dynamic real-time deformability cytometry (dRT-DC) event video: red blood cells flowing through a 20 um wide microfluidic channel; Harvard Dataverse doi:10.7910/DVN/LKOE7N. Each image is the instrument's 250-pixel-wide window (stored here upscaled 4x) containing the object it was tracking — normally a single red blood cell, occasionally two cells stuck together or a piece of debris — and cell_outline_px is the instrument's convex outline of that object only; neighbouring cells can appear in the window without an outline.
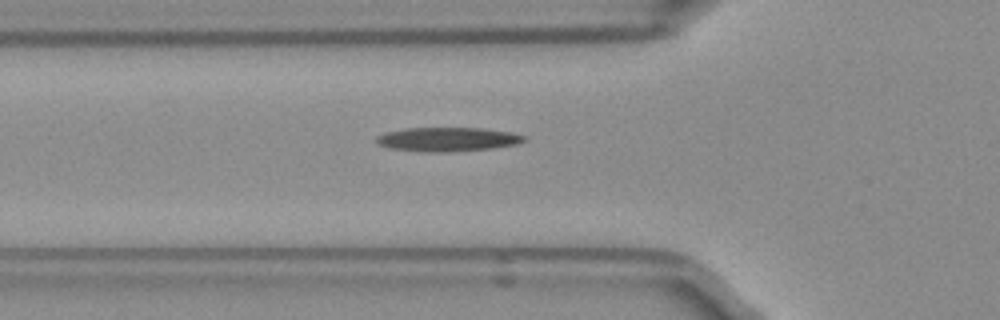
{"species": "Egyptian fruit bat (a non-hibernating species)", "species_latin": "Rousettus aegyptiacus", "temperature_condition": "room temperature", "stored_images_in_passage": 34, "camera_frame_rate_fps": 3000, "um_per_image_px": 0.085, "frame": {"image": 1, "passage_image": 4, "time_ms": 1.0, "image_size_px": [1000, 320], "cell_outline_px": [[528, 140], [516, 144], [492, 148], [444, 152], [424, 152], [388, 148], [376, 144], [376, 136], [388, 132], [404, 128], [480, 128], [512, 132], [528, 136]], "centroid_in_image_um": [38.05, 11.84], "position_along_channel_um": 87.7, "area_um2": 20.81}}
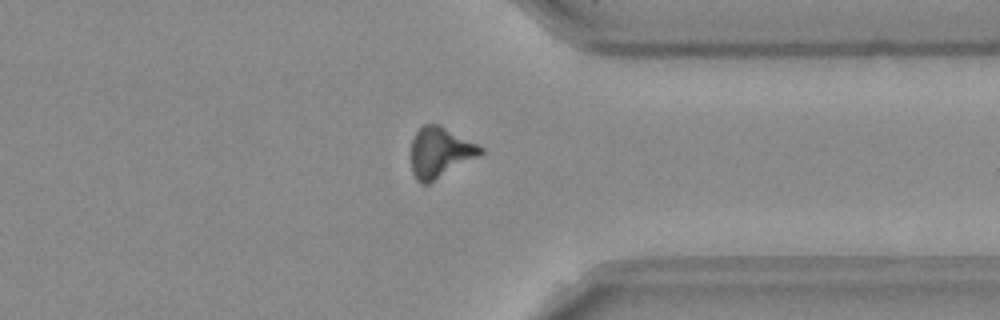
{"frame": {"image": 2, "passage_image": 26, "time_ms": 8.333, "image_size_px": [1000, 320], "cell_outline_px": [[484, 152], [428, 184], [420, 184], [416, 180], [412, 172], [412, 140], [416, 132], [424, 124], [440, 124], [484, 148]], "centroid_in_image_um": [37.38, 12.94], "position_along_channel_um": 374.0, "area_um2": 20.06}}
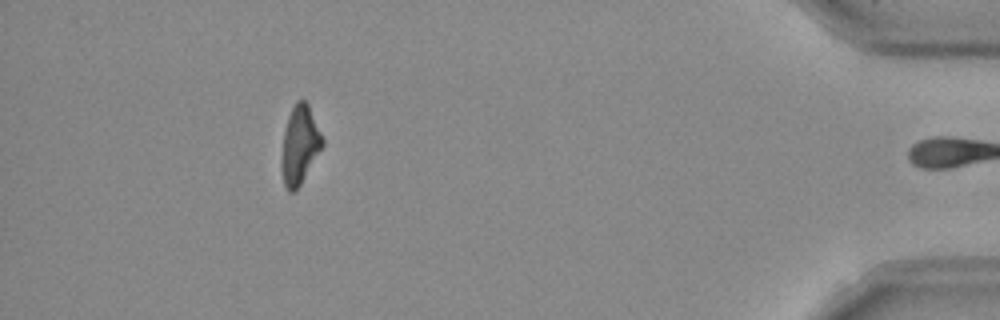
{"frame": {"image": 3, "passage_image": 33, "time_ms": 10.667, "image_size_px": [1000, 320], "cell_outline_px": [[324, 144], [300, 184], [292, 192], [288, 192], [284, 184], [280, 168], [280, 156], [284, 128], [288, 116], [296, 100], [304, 100], [308, 104], [324, 140]], "centroid_in_image_um": [25.44, 12.32], "position_along_channel_um": 409.8, "area_um2": 18.67}, "authors_computed_cell_mechanics": {"area_um2": 19.9988, "velocity_mm_per_s": 3.9571, "shape_relaxation_time_tau1_ms": 5.0137, "shape_relaxation_time_tau2_ms": null, "deformation_change_tau1": 0.2118, "deformation_change_tau2": null}}